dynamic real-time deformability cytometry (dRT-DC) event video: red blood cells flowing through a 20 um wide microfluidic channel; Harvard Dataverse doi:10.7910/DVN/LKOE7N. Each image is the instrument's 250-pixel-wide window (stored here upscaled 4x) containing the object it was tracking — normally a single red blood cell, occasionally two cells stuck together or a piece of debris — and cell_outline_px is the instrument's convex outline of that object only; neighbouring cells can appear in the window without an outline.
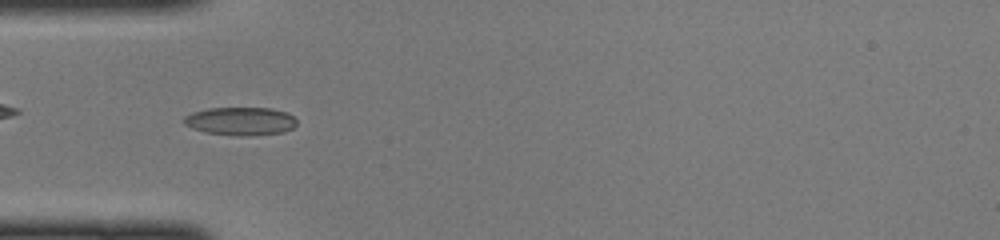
{"species": "common noctule bat (a hibernating species)", "species_latin": "Nyctalus noctula", "temperature_condition": "cold", "stored_images_in_passage": 47, "camera_frame_rate_fps": 3000, "um_per_image_px": 0.085, "animal": {"sex": "female", "body_mass_g": 22.0, "forearm_length_mm": 56.7}, "frame": {"image": 1, "passage_image": 14, "time_ms": 4.333, "image_size_px": [1000, 240], "cell_outline_px": [[296, 124], [292, 128], [284, 132], [204, 132], [192, 128], [184, 124], [180, 120], [184, 116], [192, 112], [208, 108], [272, 108], [288, 112], [296, 120]], "centroid_in_image_um": [20.39, 10.22], "position_along_channel_um": 64.6, "area_um2": 17.46}}
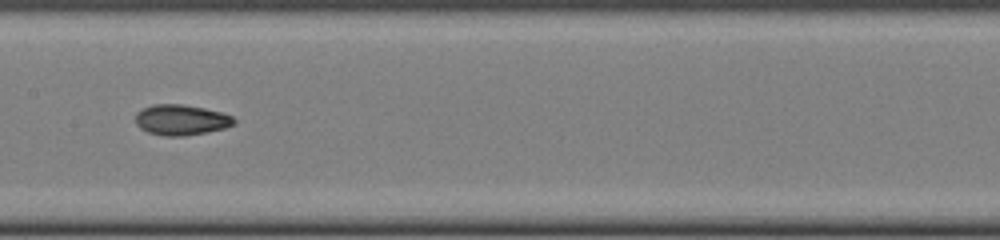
{"frame": {"image": 2, "passage_image": 23, "time_ms": 7.333, "image_size_px": [1000, 240], "cell_outline_px": [[236, 124], [224, 128], [208, 132], [184, 136], [164, 136], [148, 132], [140, 128], [136, 124], [136, 112], [140, 108], [152, 104], [184, 104], [204, 108], [220, 112], [232, 116], [236, 120]], "centroid_in_image_um": [15.38, 10.18], "position_along_channel_um": 192.0, "area_um2": 17.74}}
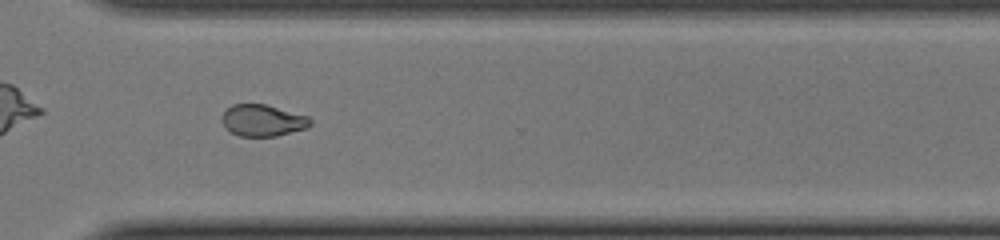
{"frame": {"image": 3, "passage_image": 34, "time_ms": 11.0, "image_size_px": [1000, 240], "cell_outline_px": [[312, 124], [304, 128], [276, 136], [240, 136], [224, 128], [220, 120], [220, 116], [232, 104], [264, 104], [308, 116], [312, 120]], "centroid_in_image_um": [22.28, 10.23], "position_along_channel_um": 348.3, "area_um2": 16.24}}